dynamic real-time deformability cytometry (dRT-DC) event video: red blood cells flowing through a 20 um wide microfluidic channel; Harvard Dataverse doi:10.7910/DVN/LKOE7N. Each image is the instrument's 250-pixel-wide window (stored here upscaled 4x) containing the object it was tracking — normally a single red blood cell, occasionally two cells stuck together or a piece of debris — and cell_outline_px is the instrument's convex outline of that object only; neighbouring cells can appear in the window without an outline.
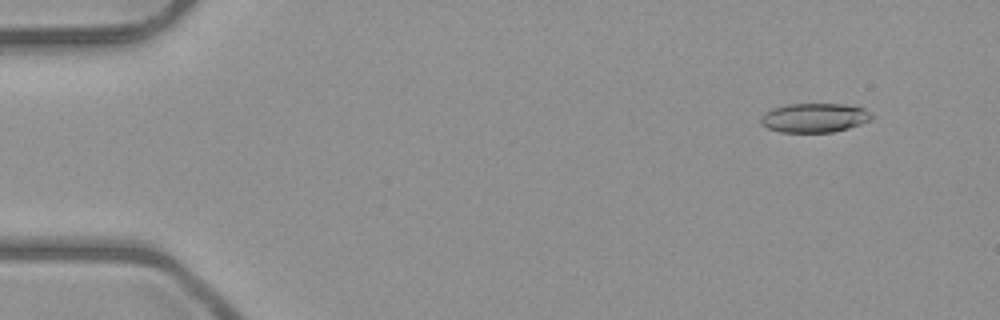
{"species": "common noctule bat (a hibernating species)", "species_latin": "Nyctalus noctula", "temperature_condition": "room temperature", "stored_images_in_passage": 7, "camera_frame_rate_fps": 3000, "um_per_image_px": 0.085, "animal": {"sex": "male", "body_mass_g": 23.1, "forearm_length_mm": 52.7}, "frame": {"image": 1, "passage_image": 2, "time_ms": 1.0, "image_size_px": [1000, 320], "cell_outline_px": [[872, 120], [848, 128], [832, 132], [780, 132], [768, 128], [760, 124], [760, 116], [764, 112], [772, 108], [784, 104], [844, 104], [864, 108], [872, 116]], "centroid_in_image_um": [69.18, 10.0], "position_along_channel_um": 15.8, "area_um2": 18.96}}
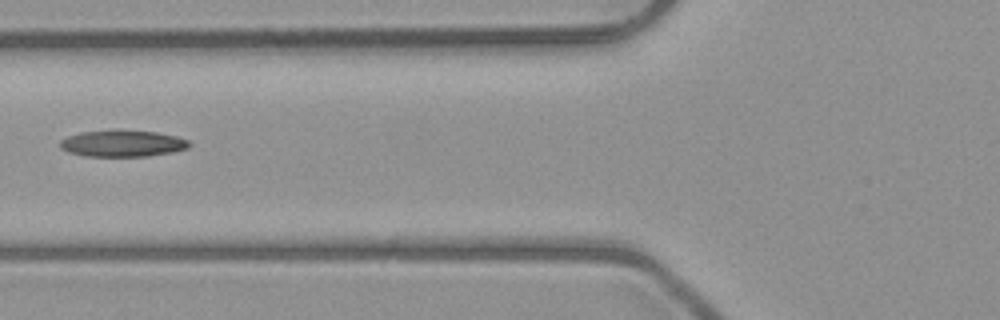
{"frame": {"image": 2, "passage_image": 6, "time_ms": 6.333, "image_size_px": [1000, 320], "cell_outline_px": [[192, 144], [188, 148], [172, 152], [148, 156], [84, 156], [68, 152], [60, 148], [60, 140], [68, 136], [80, 132], [112, 128], [120, 128], [156, 132], [176, 136], [188, 140]], "centroid_in_image_um": [10.4, 12.16], "position_along_channel_um": 115.4, "area_um2": 20.58}}
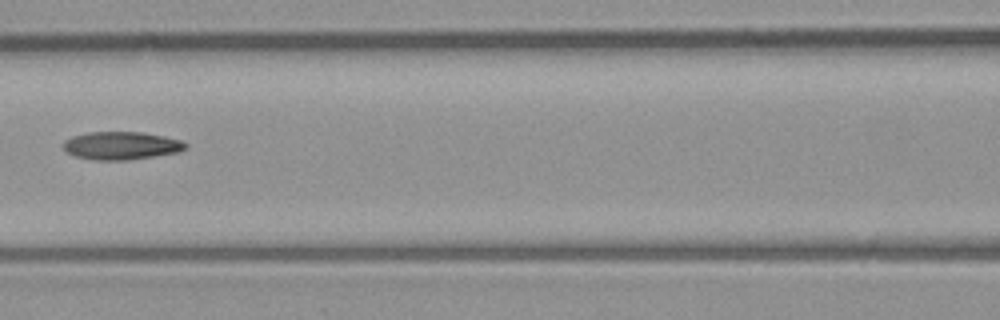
{"frame": {"image": 3, "passage_image": 7, "time_ms": 7.333, "image_size_px": [1000, 320], "cell_outline_px": [[188, 148], [180, 152], [128, 160], [92, 160], [76, 156], [68, 152], [64, 148], [64, 140], [72, 136], [88, 132], [140, 132], [164, 136], [180, 140], [188, 144]], "centroid_in_image_um": [10.34, 12.38], "position_along_channel_um": 156.3, "area_um2": 19.94}}